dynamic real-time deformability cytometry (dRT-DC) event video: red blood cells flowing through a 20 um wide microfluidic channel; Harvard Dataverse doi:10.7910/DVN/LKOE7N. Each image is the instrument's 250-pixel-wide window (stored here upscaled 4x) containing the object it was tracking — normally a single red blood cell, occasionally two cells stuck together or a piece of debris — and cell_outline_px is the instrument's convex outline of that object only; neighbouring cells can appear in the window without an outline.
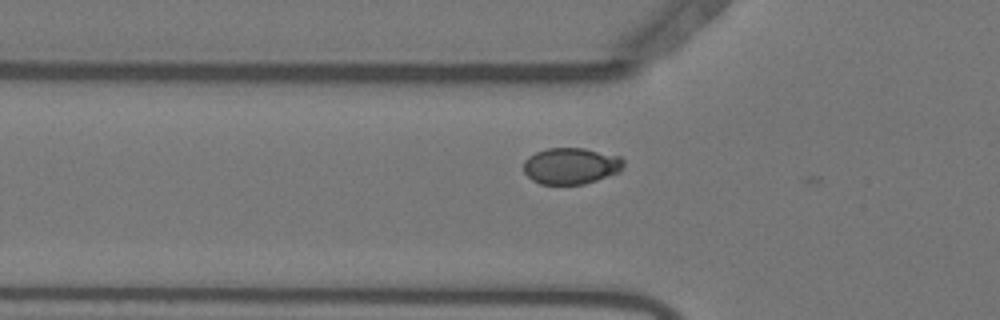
{"species": "Egyptian fruit bat (a non-hibernating species)", "species_latin": "Rousettus aegyptiacus", "temperature_condition": "warm", "stored_images_in_passage": 44, "camera_frame_rate_fps": 3000, "um_per_image_px": 0.085, "animal": {"sex": "female"}, "frame": {"image": 1, "passage_image": 7, "time_ms": 2.0, "image_size_px": [1000, 320], "cell_outline_px": [[624, 164], [620, 172], [584, 184], [540, 184], [532, 180], [524, 172], [524, 160], [528, 156], [536, 152], [548, 148], [584, 148], [620, 156], [624, 160]], "centroid_in_image_um": [48.53, 14.1], "position_along_channel_um": 77.3, "area_um2": 21.27}}
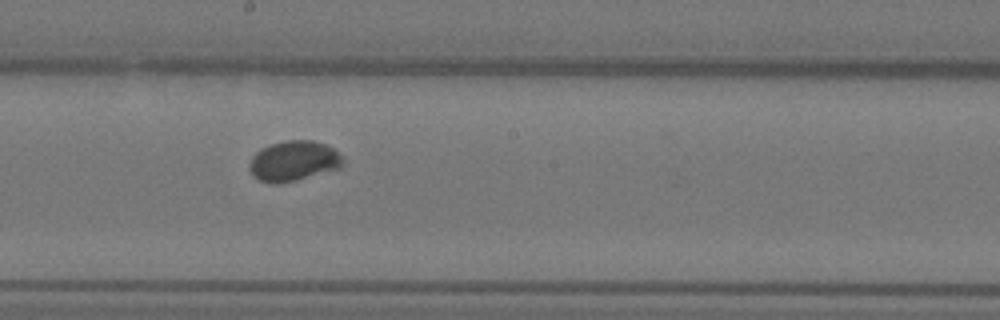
{"frame": {"image": 2, "passage_image": 19, "time_ms": 6.0, "image_size_px": [1000, 320], "cell_outline_px": [[344, 164], [340, 168], [296, 180], [276, 184], [272, 184], [260, 180], [252, 176], [248, 168], [248, 164], [252, 156], [260, 148], [284, 140], [312, 140], [324, 144], [332, 148], [344, 160]], "centroid_in_image_um": [24.91, 13.69], "position_along_channel_um": 223.3, "area_um2": 21.96}}
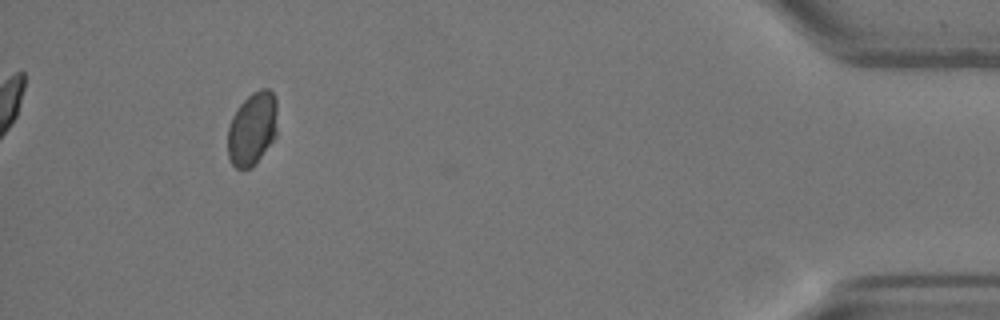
{"frame": {"image": 3, "passage_image": 40, "time_ms": 13.0, "image_size_px": [1000, 320], "cell_outline_px": [[276, 136], [252, 168], [244, 172], [240, 172], [232, 164], [228, 156], [228, 128], [232, 116], [240, 104], [252, 92], [260, 88], [268, 88], [272, 92], [276, 100]], "centroid_in_image_um": [21.43, 10.97], "position_along_channel_um": 413.8, "area_um2": 21.44}, "authors_computed_cell_mechanics": {"area_um2": 21.5305, "velocity_mm_per_s": 3.624, "shape_relaxation_time_tau1_ms": 6.1828, "shape_relaxation_time_tau2_ms": null, "deformation_change_tau1": 0.0989, "deformation_change_tau2": null}}